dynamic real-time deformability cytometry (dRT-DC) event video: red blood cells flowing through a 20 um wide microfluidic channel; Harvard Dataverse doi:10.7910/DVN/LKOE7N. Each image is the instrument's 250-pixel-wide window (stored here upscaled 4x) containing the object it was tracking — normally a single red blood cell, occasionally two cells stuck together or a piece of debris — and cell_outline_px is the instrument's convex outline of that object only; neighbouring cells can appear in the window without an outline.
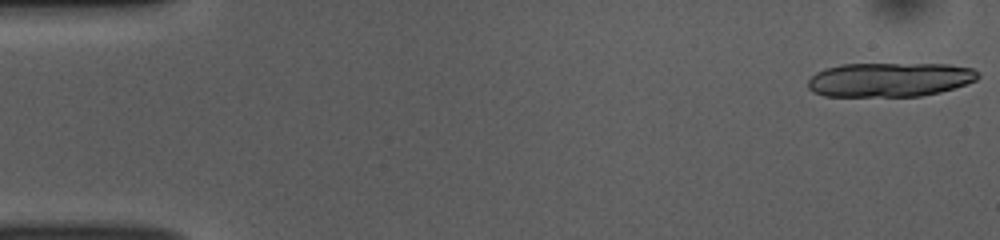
{"species": "common noctule bat (a hibernating species)", "species_latin": "Nyctalus noctula", "temperature_condition": "room temperature", "stored_images_in_passage": 16, "camera_frame_rate_fps": 3000, "um_per_image_px": 0.085, "animal": {"sex": "female", "body_mass_g": 10.0, "forearm_length_mm": 53.1}, "frame": {"image": 1, "passage_image": 1, "time_ms": 0.0, "image_size_px": [1000, 240], "cell_outline_px": [[980, 76], [976, 80], [940, 92], [920, 96], [824, 96], [812, 92], [808, 88], [808, 80], [816, 72], [824, 68], [840, 64], [948, 64], [972, 68], [980, 72]], "centroid_in_image_um": [75.6, 6.76], "position_along_channel_um": 9.4, "area_um2": 34.04}}